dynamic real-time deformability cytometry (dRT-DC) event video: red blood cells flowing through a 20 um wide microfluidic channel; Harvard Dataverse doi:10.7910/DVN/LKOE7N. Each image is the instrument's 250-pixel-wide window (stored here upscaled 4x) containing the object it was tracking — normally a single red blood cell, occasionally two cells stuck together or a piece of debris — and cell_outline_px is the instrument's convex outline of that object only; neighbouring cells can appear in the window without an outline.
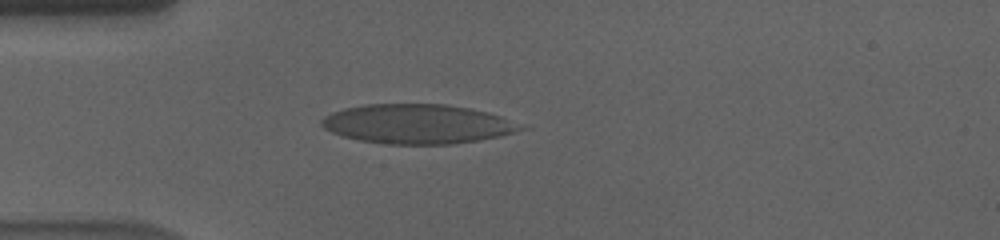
{"species": "human", "species_latin": "Homo sapiens", "temperature_condition": "cold", "stored_images_in_passage": 56, "camera_frame_rate_fps": 3000, "um_per_image_px": 0.085, "donor": {"sex": "male"}, "frame": {"image": 1, "passage_image": 15, "time_ms": 4.667, "image_size_px": [1000, 240], "cell_outline_px": [[532, 128], [500, 136], [452, 144], [380, 144], [360, 140], [344, 136], [332, 132], [324, 128], [320, 124], [320, 120], [324, 116], [332, 112], [344, 108], [364, 104], [448, 104], [488, 112], [528, 124]], "centroid_in_image_um": [35.56, 10.53], "position_along_channel_um": 49.4, "area_um2": 46.3}}
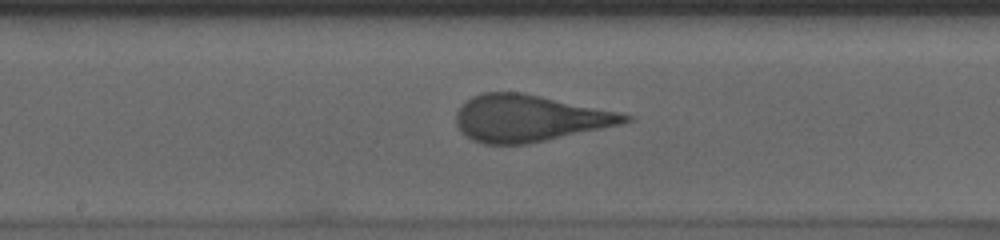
{"frame": {"image": 2, "passage_image": 29, "time_ms": 9.333, "image_size_px": [1000, 240], "cell_outline_px": [[636, 116], [632, 120], [620, 124], [528, 144], [484, 144], [472, 140], [464, 136], [460, 132], [456, 124], [456, 112], [472, 96], [484, 92], [520, 92], [620, 112]], "centroid_in_image_um": [44.96, 10.06], "position_along_channel_um": 203.2, "area_um2": 45.72}}
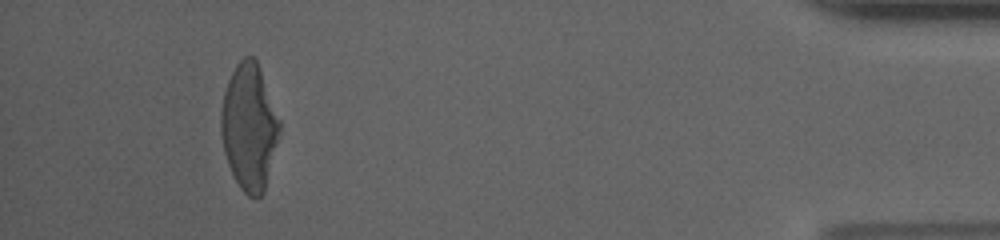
{"frame": {"image": 3, "passage_image": 52, "time_ms": 17.0, "image_size_px": [1000, 240], "cell_outline_px": [[280, 128], [264, 192], [256, 200], [248, 196], [240, 188], [228, 164], [224, 152], [220, 128], [220, 112], [224, 92], [228, 80], [236, 64], [244, 56], [252, 56], [256, 60], [260, 68], [280, 120]], "centroid_in_image_um": [21.16, 10.78], "position_along_channel_um": 414.0, "area_um2": 42.83}, "authors_computed_cell_mechanics": {"area_um2": 45.084, "velocity_mm_per_s": 3.5727, "shape_relaxation_time_tau1_ms": 5.4039, "shape_relaxation_time_tau2_ms": null, "deformation_change_tau1": 0.2025, "deformation_change_tau2": null}}